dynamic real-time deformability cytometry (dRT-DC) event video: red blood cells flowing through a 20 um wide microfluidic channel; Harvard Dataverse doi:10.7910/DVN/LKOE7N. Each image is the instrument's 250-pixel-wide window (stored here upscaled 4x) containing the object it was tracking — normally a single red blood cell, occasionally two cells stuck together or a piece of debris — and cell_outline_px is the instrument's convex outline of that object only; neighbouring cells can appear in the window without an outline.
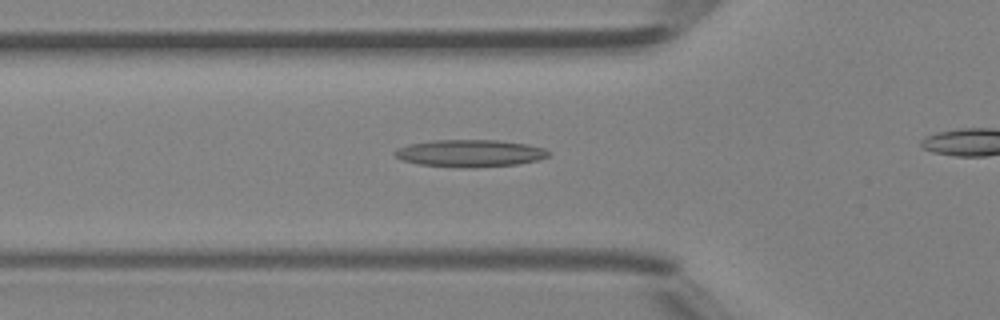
{"species": "Egyptian fruit bat (a non-hibernating species)", "species_latin": "Rousettus aegyptiacus", "temperature_condition": "room temperature", "stored_images_in_passage": 26, "camera_frame_rate_fps": 3000, "um_per_image_px": 0.085, "animal": {"sex": "female"}, "frame": {"image": 1, "passage_image": 4, "time_ms": 1.0, "image_size_px": [1000, 320], "cell_outline_px": [[548, 156], [540, 160], [516, 164], [472, 168], [420, 164], [400, 160], [392, 152], [396, 148], [408, 144], [432, 140], [496, 140], [528, 144], [544, 148], [548, 152]], "centroid_in_image_um": [39.92, 13.02], "position_along_channel_um": 85.9, "area_um2": 24.39}}
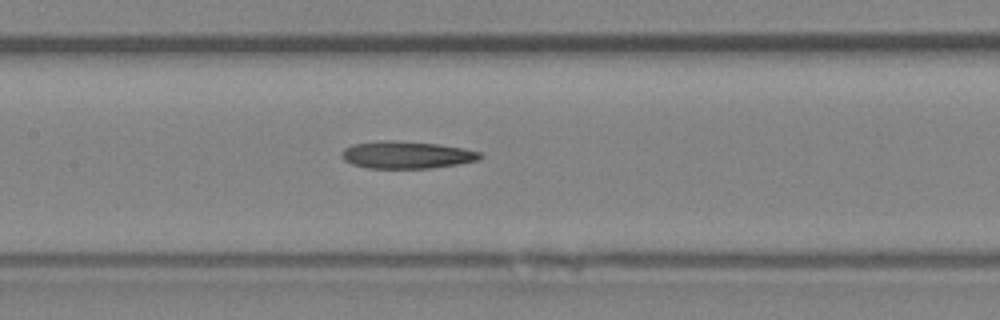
{"frame": {"image": 2, "passage_image": 10, "time_ms": 3.0, "image_size_px": [1000, 320], "cell_outline_px": [[484, 156], [476, 160], [456, 164], [428, 168], [368, 168], [352, 164], [344, 160], [340, 152], [344, 148], [352, 144], [380, 140], [392, 140], [436, 144], [464, 148], [480, 152]], "centroid_in_image_um": [34.51, 13.16], "position_along_channel_um": 172.9, "area_um2": 21.91}}
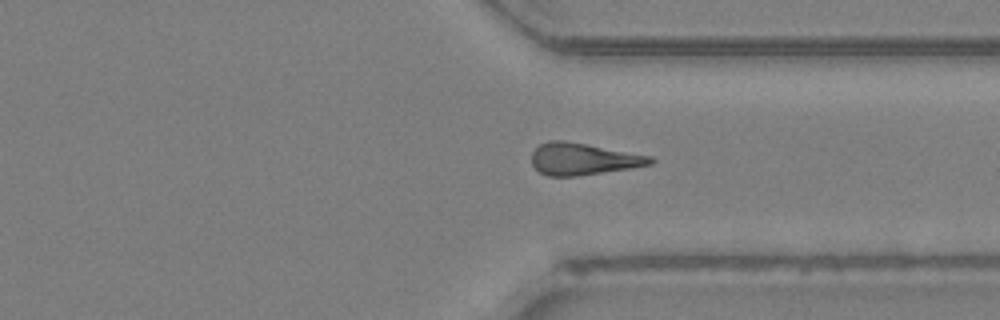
{"frame": {"image": 3, "passage_image": 23, "time_ms": 7.333, "image_size_px": [1000, 320], "cell_outline_px": [[656, 160], [652, 164], [632, 168], [576, 176], [548, 176], [540, 172], [532, 164], [532, 152], [540, 144], [548, 140], [564, 140], [652, 156]], "centroid_in_image_um": [49.58, 13.51], "position_along_channel_um": 361.8, "area_um2": 22.02}}